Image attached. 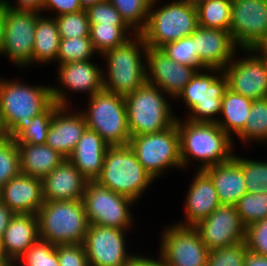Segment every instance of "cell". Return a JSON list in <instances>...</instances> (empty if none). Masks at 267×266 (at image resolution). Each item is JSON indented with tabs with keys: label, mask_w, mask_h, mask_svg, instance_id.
Returning a JSON list of instances; mask_svg holds the SVG:
<instances>
[{
	"label": "cell",
	"mask_w": 267,
	"mask_h": 266,
	"mask_svg": "<svg viewBox=\"0 0 267 266\" xmlns=\"http://www.w3.org/2000/svg\"><path fill=\"white\" fill-rule=\"evenodd\" d=\"M183 119V120H181ZM182 170L197 162V170L225 163L234 156L235 142L217 123L194 122L177 117ZM234 149V150H233Z\"/></svg>",
	"instance_id": "cell-1"
},
{
	"label": "cell",
	"mask_w": 267,
	"mask_h": 266,
	"mask_svg": "<svg viewBox=\"0 0 267 266\" xmlns=\"http://www.w3.org/2000/svg\"><path fill=\"white\" fill-rule=\"evenodd\" d=\"M16 80L0 76V112L9 137L14 140L31 125L34 116L54 102L51 85Z\"/></svg>",
	"instance_id": "cell-2"
},
{
	"label": "cell",
	"mask_w": 267,
	"mask_h": 266,
	"mask_svg": "<svg viewBox=\"0 0 267 266\" xmlns=\"http://www.w3.org/2000/svg\"><path fill=\"white\" fill-rule=\"evenodd\" d=\"M147 48L143 36L135 34L123 45L101 55L107 65L102 68L103 89L126 97L144 85Z\"/></svg>",
	"instance_id": "cell-3"
},
{
	"label": "cell",
	"mask_w": 267,
	"mask_h": 266,
	"mask_svg": "<svg viewBox=\"0 0 267 266\" xmlns=\"http://www.w3.org/2000/svg\"><path fill=\"white\" fill-rule=\"evenodd\" d=\"M124 99L131 137L163 131L178 117L170 104L172 98L147 82Z\"/></svg>",
	"instance_id": "cell-4"
},
{
	"label": "cell",
	"mask_w": 267,
	"mask_h": 266,
	"mask_svg": "<svg viewBox=\"0 0 267 266\" xmlns=\"http://www.w3.org/2000/svg\"><path fill=\"white\" fill-rule=\"evenodd\" d=\"M159 3L160 0L151 1L146 27L140 33L148 47L160 49L167 43L191 36L199 26L195 6L179 0L165 2V5Z\"/></svg>",
	"instance_id": "cell-5"
},
{
	"label": "cell",
	"mask_w": 267,
	"mask_h": 266,
	"mask_svg": "<svg viewBox=\"0 0 267 266\" xmlns=\"http://www.w3.org/2000/svg\"><path fill=\"white\" fill-rule=\"evenodd\" d=\"M95 181L137 203L146 190L150 189L152 182H156L143 168L129 145L108 147L102 172Z\"/></svg>",
	"instance_id": "cell-6"
},
{
	"label": "cell",
	"mask_w": 267,
	"mask_h": 266,
	"mask_svg": "<svg viewBox=\"0 0 267 266\" xmlns=\"http://www.w3.org/2000/svg\"><path fill=\"white\" fill-rule=\"evenodd\" d=\"M39 239L50 244H83L89 226L82 200L44 201L38 213Z\"/></svg>",
	"instance_id": "cell-7"
},
{
	"label": "cell",
	"mask_w": 267,
	"mask_h": 266,
	"mask_svg": "<svg viewBox=\"0 0 267 266\" xmlns=\"http://www.w3.org/2000/svg\"><path fill=\"white\" fill-rule=\"evenodd\" d=\"M227 89L228 79L222 70L205 68L195 73L173 102H183L188 109L186 120L217 123Z\"/></svg>",
	"instance_id": "cell-8"
},
{
	"label": "cell",
	"mask_w": 267,
	"mask_h": 266,
	"mask_svg": "<svg viewBox=\"0 0 267 266\" xmlns=\"http://www.w3.org/2000/svg\"><path fill=\"white\" fill-rule=\"evenodd\" d=\"M86 109L81 113L87 128L97 132L109 146H126L130 142L125 99L102 89L88 97Z\"/></svg>",
	"instance_id": "cell-9"
},
{
	"label": "cell",
	"mask_w": 267,
	"mask_h": 266,
	"mask_svg": "<svg viewBox=\"0 0 267 266\" xmlns=\"http://www.w3.org/2000/svg\"><path fill=\"white\" fill-rule=\"evenodd\" d=\"M82 202L89 224L129 230L128 232L135 226L131 209L136 201L113 192L97 181L87 182Z\"/></svg>",
	"instance_id": "cell-10"
},
{
	"label": "cell",
	"mask_w": 267,
	"mask_h": 266,
	"mask_svg": "<svg viewBox=\"0 0 267 266\" xmlns=\"http://www.w3.org/2000/svg\"><path fill=\"white\" fill-rule=\"evenodd\" d=\"M129 146L143 168L156 181L167 169H182L179 132L176 122L169 128L150 134L132 136Z\"/></svg>",
	"instance_id": "cell-11"
},
{
	"label": "cell",
	"mask_w": 267,
	"mask_h": 266,
	"mask_svg": "<svg viewBox=\"0 0 267 266\" xmlns=\"http://www.w3.org/2000/svg\"><path fill=\"white\" fill-rule=\"evenodd\" d=\"M160 235L158 251L166 266H206L209 250L194 226L173 223Z\"/></svg>",
	"instance_id": "cell-12"
},
{
	"label": "cell",
	"mask_w": 267,
	"mask_h": 266,
	"mask_svg": "<svg viewBox=\"0 0 267 266\" xmlns=\"http://www.w3.org/2000/svg\"><path fill=\"white\" fill-rule=\"evenodd\" d=\"M245 53L234 58L222 70L228 79V89L252 100L267 98V60L252 49H238Z\"/></svg>",
	"instance_id": "cell-13"
},
{
	"label": "cell",
	"mask_w": 267,
	"mask_h": 266,
	"mask_svg": "<svg viewBox=\"0 0 267 266\" xmlns=\"http://www.w3.org/2000/svg\"><path fill=\"white\" fill-rule=\"evenodd\" d=\"M39 13L16 11L6 7L2 56L20 68L32 66V50Z\"/></svg>",
	"instance_id": "cell-14"
},
{
	"label": "cell",
	"mask_w": 267,
	"mask_h": 266,
	"mask_svg": "<svg viewBox=\"0 0 267 266\" xmlns=\"http://www.w3.org/2000/svg\"><path fill=\"white\" fill-rule=\"evenodd\" d=\"M57 67L56 79L59 86L52 85L51 92L53 101L59 106L72 105L69 93L85 92L84 94L91 97L103 89V67L92 60L68 62Z\"/></svg>",
	"instance_id": "cell-15"
},
{
	"label": "cell",
	"mask_w": 267,
	"mask_h": 266,
	"mask_svg": "<svg viewBox=\"0 0 267 266\" xmlns=\"http://www.w3.org/2000/svg\"><path fill=\"white\" fill-rule=\"evenodd\" d=\"M126 232L89 224L83 243L89 266H126L135 253L127 248Z\"/></svg>",
	"instance_id": "cell-16"
},
{
	"label": "cell",
	"mask_w": 267,
	"mask_h": 266,
	"mask_svg": "<svg viewBox=\"0 0 267 266\" xmlns=\"http://www.w3.org/2000/svg\"><path fill=\"white\" fill-rule=\"evenodd\" d=\"M229 32L239 49H251L267 32L265 0H232Z\"/></svg>",
	"instance_id": "cell-17"
},
{
	"label": "cell",
	"mask_w": 267,
	"mask_h": 266,
	"mask_svg": "<svg viewBox=\"0 0 267 266\" xmlns=\"http://www.w3.org/2000/svg\"><path fill=\"white\" fill-rule=\"evenodd\" d=\"M194 227L209 251L224 248L245 239L246 227L234 205H220Z\"/></svg>",
	"instance_id": "cell-18"
},
{
	"label": "cell",
	"mask_w": 267,
	"mask_h": 266,
	"mask_svg": "<svg viewBox=\"0 0 267 266\" xmlns=\"http://www.w3.org/2000/svg\"><path fill=\"white\" fill-rule=\"evenodd\" d=\"M198 70L170 59L161 49L146 50V80L174 101Z\"/></svg>",
	"instance_id": "cell-19"
},
{
	"label": "cell",
	"mask_w": 267,
	"mask_h": 266,
	"mask_svg": "<svg viewBox=\"0 0 267 266\" xmlns=\"http://www.w3.org/2000/svg\"><path fill=\"white\" fill-rule=\"evenodd\" d=\"M200 65L223 70L239 51L229 31L198 26L190 36Z\"/></svg>",
	"instance_id": "cell-20"
},
{
	"label": "cell",
	"mask_w": 267,
	"mask_h": 266,
	"mask_svg": "<svg viewBox=\"0 0 267 266\" xmlns=\"http://www.w3.org/2000/svg\"><path fill=\"white\" fill-rule=\"evenodd\" d=\"M70 107L58 106L55 109L45 143L66 159L71 155L87 128L81 111H70Z\"/></svg>",
	"instance_id": "cell-21"
},
{
	"label": "cell",
	"mask_w": 267,
	"mask_h": 266,
	"mask_svg": "<svg viewBox=\"0 0 267 266\" xmlns=\"http://www.w3.org/2000/svg\"><path fill=\"white\" fill-rule=\"evenodd\" d=\"M192 179L182 206L185 220H178L179 225L195 226L221 205L213 182L204 170H195Z\"/></svg>",
	"instance_id": "cell-22"
},
{
	"label": "cell",
	"mask_w": 267,
	"mask_h": 266,
	"mask_svg": "<svg viewBox=\"0 0 267 266\" xmlns=\"http://www.w3.org/2000/svg\"><path fill=\"white\" fill-rule=\"evenodd\" d=\"M0 201L15 214L37 215L44 202L42 179L20 173L0 189Z\"/></svg>",
	"instance_id": "cell-23"
},
{
	"label": "cell",
	"mask_w": 267,
	"mask_h": 266,
	"mask_svg": "<svg viewBox=\"0 0 267 266\" xmlns=\"http://www.w3.org/2000/svg\"><path fill=\"white\" fill-rule=\"evenodd\" d=\"M44 201L82 200L88 180L65 159L43 179Z\"/></svg>",
	"instance_id": "cell-24"
},
{
	"label": "cell",
	"mask_w": 267,
	"mask_h": 266,
	"mask_svg": "<svg viewBox=\"0 0 267 266\" xmlns=\"http://www.w3.org/2000/svg\"><path fill=\"white\" fill-rule=\"evenodd\" d=\"M38 239L37 215L15 214L1 237L3 253L13 265Z\"/></svg>",
	"instance_id": "cell-25"
},
{
	"label": "cell",
	"mask_w": 267,
	"mask_h": 266,
	"mask_svg": "<svg viewBox=\"0 0 267 266\" xmlns=\"http://www.w3.org/2000/svg\"><path fill=\"white\" fill-rule=\"evenodd\" d=\"M108 147L97 132L86 128L67 159L88 181H95L102 172Z\"/></svg>",
	"instance_id": "cell-26"
},
{
	"label": "cell",
	"mask_w": 267,
	"mask_h": 266,
	"mask_svg": "<svg viewBox=\"0 0 267 266\" xmlns=\"http://www.w3.org/2000/svg\"><path fill=\"white\" fill-rule=\"evenodd\" d=\"M204 171L210 176L221 205L235 206L248 192L242 168L233 158L225 163L209 166Z\"/></svg>",
	"instance_id": "cell-27"
},
{
	"label": "cell",
	"mask_w": 267,
	"mask_h": 266,
	"mask_svg": "<svg viewBox=\"0 0 267 266\" xmlns=\"http://www.w3.org/2000/svg\"><path fill=\"white\" fill-rule=\"evenodd\" d=\"M20 173L43 179L66 158L46 144L17 143Z\"/></svg>",
	"instance_id": "cell-28"
},
{
	"label": "cell",
	"mask_w": 267,
	"mask_h": 266,
	"mask_svg": "<svg viewBox=\"0 0 267 266\" xmlns=\"http://www.w3.org/2000/svg\"><path fill=\"white\" fill-rule=\"evenodd\" d=\"M40 14L36 20L32 65H46L57 62L60 35L55 17Z\"/></svg>",
	"instance_id": "cell-29"
},
{
	"label": "cell",
	"mask_w": 267,
	"mask_h": 266,
	"mask_svg": "<svg viewBox=\"0 0 267 266\" xmlns=\"http://www.w3.org/2000/svg\"><path fill=\"white\" fill-rule=\"evenodd\" d=\"M252 103V99L230 89L225 91L217 124L232 139L235 138L234 135L237 136L244 129Z\"/></svg>",
	"instance_id": "cell-30"
},
{
	"label": "cell",
	"mask_w": 267,
	"mask_h": 266,
	"mask_svg": "<svg viewBox=\"0 0 267 266\" xmlns=\"http://www.w3.org/2000/svg\"><path fill=\"white\" fill-rule=\"evenodd\" d=\"M135 34L128 25L90 24L89 36L98 57L115 47L123 45Z\"/></svg>",
	"instance_id": "cell-31"
},
{
	"label": "cell",
	"mask_w": 267,
	"mask_h": 266,
	"mask_svg": "<svg viewBox=\"0 0 267 266\" xmlns=\"http://www.w3.org/2000/svg\"><path fill=\"white\" fill-rule=\"evenodd\" d=\"M237 138L246 145L256 142L267 145V98L253 100L246 125Z\"/></svg>",
	"instance_id": "cell-32"
},
{
	"label": "cell",
	"mask_w": 267,
	"mask_h": 266,
	"mask_svg": "<svg viewBox=\"0 0 267 266\" xmlns=\"http://www.w3.org/2000/svg\"><path fill=\"white\" fill-rule=\"evenodd\" d=\"M232 0H206L197 8L198 25L229 31Z\"/></svg>",
	"instance_id": "cell-33"
},
{
	"label": "cell",
	"mask_w": 267,
	"mask_h": 266,
	"mask_svg": "<svg viewBox=\"0 0 267 266\" xmlns=\"http://www.w3.org/2000/svg\"><path fill=\"white\" fill-rule=\"evenodd\" d=\"M121 14L122 19L136 33L146 27L152 0H108Z\"/></svg>",
	"instance_id": "cell-34"
},
{
	"label": "cell",
	"mask_w": 267,
	"mask_h": 266,
	"mask_svg": "<svg viewBox=\"0 0 267 266\" xmlns=\"http://www.w3.org/2000/svg\"><path fill=\"white\" fill-rule=\"evenodd\" d=\"M96 54L90 36L60 39L56 65L92 60Z\"/></svg>",
	"instance_id": "cell-35"
},
{
	"label": "cell",
	"mask_w": 267,
	"mask_h": 266,
	"mask_svg": "<svg viewBox=\"0 0 267 266\" xmlns=\"http://www.w3.org/2000/svg\"><path fill=\"white\" fill-rule=\"evenodd\" d=\"M233 159L242 168L248 193H267V161L243 158L236 153Z\"/></svg>",
	"instance_id": "cell-36"
},
{
	"label": "cell",
	"mask_w": 267,
	"mask_h": 266,
	"mask_svg": "<svg viewBox=\"0 0 267 266\" xmlns=\"http://www.w3.org/2000/svg\"><path fill=\"white\" fill-rule=\"evenodd\" d=\"M237 213L245 225L267 218V193H245L235 205Z\"/></svg>",
	"instance_id": "cell-37"
},
{
	"label": "cell",
	"mask_w": 267,
	"mask_h": 266,
	"mask_svg": "<svg viewBox=\"0 0 267 266\" xmlns=\"http://www.w3.org/2000/svg\"><path fill=\"white\" fill-rule=\"evenodd\" d=\"M13 266H60L57 245L38 239Z\"/></svg>",
	"instance_id": "cell-38"
},
{
	"label": "cell",
	"mask_w": 267,
	"mask_h": 266,
	"mask_svg": "<svg viewBox=\"0 0 267 266\" xmlns=\"http://www.w3.org/2000/svg\"><path fill=\"white\" fill-rule=\"evenodd\" d=\"M58 106L53 102L45 111L34 116L31 125L15 140L16 143L45 144L54 111Z\"/></svg>",
	"instance_id": "cell-39"
},
{
	"label": "cell",
	"mask_w": 267,
	"mask_h": 266,
	"mask_svg": "<svg viewBox=\"0 0 267 266\" xmlns=\"http://www.w3.org/2000/svg\"><path fill=\"white\" fill-rule=\"evenodd\" d=\"M60 39L90 35V22L86 9L55 17Z\"/></svg>",
	"instance_id": "cell-40"
},
{
	"label": "cell",
	"mask_w": 267,
	"mask_h": 266,
	"mask_svg": "<svg viewBox=\"0 0 267 266\" xmlns=\"http://www.w3.org/2000/svg\"><path fill=\"white\" fill-rule=\"evenodd\" d=\"M20 174L19 149L13 138L0 142V189Z\"/></svg>",
	"instance_id": "cell-41"
},
{
	"label": "cell",
	"mask_w": 267,
	"mask_h": 266,
	"mask_svg": "<svg viewBox=\"0 0 267 266\" xmlns=\"http://www.w3.org/2000/svg\"><path fill=\"white\" fill-rule=\"evenodd\" d=\"M160 49L175 62L195 67L198 71L204 69L199 63L194 47V40L190 36L181 38L175 42L167 43Z\"/></svg>",
	"instance_id": "cell-42"
},
{
	"label": "cell",
	"mask_w": 267,
	"mask_h": 266,
	"mask_svg": "<svg viewBox=\"0 0 267 266\" xmlns=\"http://www.w3.org/2000/svg\"><path fill=\"white\" fill-rule=\"evenodd\" d=\"M247 251L245 241L209 251L206 266H244Z\"/></svg>",
	"instance_id": "cell-43"
},
{
	"label": "cell",
	"mask_w": 267,
	"mask_h": 266,
	"mask_svg": "<svg viewBox=\"0 0 267 266\" xmlns=\"http://www.w3.org/2000/svg\"><path fill=\"white\" fill-rule=\"evenodd\" d=\"M86 12L90 24L127 25L119 11L108 0L89 6Z\"/></svg>",
	"instance_id": "cell-44"
},
{
	"label": "cell",
	"mask_w": 267,
	"mask_h": 266,
	"mask_svg": "<svg viewBox=\"0 0 267 266\" xmlns=\"http://www.w3.org/2000/svg\"><path fill=\"white\" fill-rule=\"evenodd\" d=\"M244 241L249 252L267 257V218L247 226Z\"/></svg>",
	"instance_id": "cell-45"
},
{
	"label": "cell",
	"mask_w": 267,
	"mask_h": 266,
	"mask_svg": "<svg viewBox=\"0 0 267 266\" xmlns=\"http://www.w3.org/2000/svg\"><path fill=\"white\" fill-rule=\"evenodd\" d=\"M57 258L60 266H89L84 244H58Z\"/></svg>",
	"instance_id": "cell-46"
},
{
	"label": "cell",
	"mask_w": 267,
	"mask_h": 266,
	"mask_svg": "<svg viewBox=\"0 0 267 266\" xmlns=\"http://www.w3.org/2000/svg\"><path fill=\"white\" fill-rule=\"evenodd\" d=\"M82 9L80 0H43L42 14L47 13V16H49L48 12H54L55 15L52 13L53 17H57L63 14L75 13Z\"/></svg>",
	"instance_id": "cell-47"
},
{
	"label": "cell",
	"mask_w": 267,
	"mask_h": 266,
	"mask_svg": "<svg viewBox=\"0 0 267 266\" xmlns=\"http://www.w3.org/2000/svg\"><path fill=\"white\" fill-rule=\"evenodd\" d=\"M7 8L16 11H34L42 14L43 0H1ZM14 3V4H13Z\"/></svg>",
	"instance_id": "cell-48"
},
{
	"label": "cell",
	"mask_w": 267,
	"mask_h": 266,
	"mask_svg": "<svg viewBox=\"0 0 267 266\" xmlns=\"http://www.w3.org/2000/svg\"><path fill=\"white\" fill-rule=\"evenodd\" d=\"M126 266H166L161 256L158 255L157 259L153 257H147L145 255L134 254L128 261Z\"/></svg>",
	"instance_id": "cell-49"
},
{
	"label": "cell",
	"mask_w": 267,
	"mask_h": 266,
	"mask_svg": "<svg viewBox=\"0 0 267 266\" xmlns=\"http://www.w3.org/2000/svg\"><path fill=\"white\" fill-rule=\"evenodd\" d=\"M15 213L0 201V239Z\"/></svg>",
	"instance_id": "cell-50"
},
{
	"label": "cell",
	"mask_w": 267,
	"mask_h": 266,
	"mask_svg": "<svg viewBox=\"0 0 267 266\" xmlns=\"http://www.w3.org/2000/svg\"><path fill=\"white\" fill-rule=\"evenodd\" d=\"M244 266H267V257L247 251Z\"/></svg>",
	"instance_id": "cell-51"
},
{
	"label": "cell",
	"mask_w": 267,
	"mask_h": 266,
	"mask_svg": "<svg viewBox=\"0 0 267 266\" xmlns=\"http://www.w3.org/2000/svg\"><path fill=\"white\" fill-rule=\"evenodd\" d=\"M251 49L259 57L267 60V32Z\"/></svg>",
	"instance_id": "cell-52"
},
{
	"label": "cell",
	"mask_w": 267,
	"mask_h": 266,
	"mask_svg": "<svg viewBox=\"0 0 267 266\" xmlns=\"http://www.w3.org/2000/svg\"><path fill=\"white\" fill-rule=\"evenodd\" d=\"M6 6L0 0V55H2L4 31H5Z\"/></svg>",
	"instance_id": "cell-53"
},
{
	"label": "cell",
	"mask_w": 267,
	"mask_h": 266,
	"mask_svg": "<svg viewBox=\"0 0 267 266\" xmlns=\"http://www.w3.org/2000/svg\"><path fill=\"white\" fill-rule=\"evenodd\" d=\"M9 137V132L4 124L2 114L0 112V142L7 140Z\"/></svg>",
	"instance_id": "cell-54"
},
{
	"label": "cell",
	"mask_w": 267,
	"mask_h": 266,
	"mask_svg": "<svg viewBox=\"0 0 267 266\" xmlns=\"http://www.w3.org/2000/svg\"><path fill=\"white\" fill-rule=\"evenodd\" d=\"M101 1L103 0H80V3L83 9H87L89 6H93Z\"/></svg>",
	"instance_id": "cell-55"
},
{
	"label": "cell",
	"mask_w": 267,
	"mask_h": 266,
	"mask_svg": "<svg viewBox=\"0 0 267 266\" xmlns=\"http://www.w3.org/2000/svg\"><path fill=\"white\" fill-rule=\"evenodd\" d=\"M179 1H182V2L187 3L188 5L197 7L199 4H201L202 2L206 0H179Z\"/></svg>",
	"instance_id": "cell-56"
},
{
	"label": "cell",
	"mask_w": 267,
	"mask_h": 266,
	"mask_svg": "<svg viewBox=\"0 0 267 266\" xmlns=\"http://www.w3.org/2000/svg\"><path fill=\"white\" fill-rule=\"evenodd\" d=\"M0 261H8L2 250L1 239H0Z\"/></svg>",
	"instance_id": "cell-57"
},
{
	"label": "cell",
	"mask_w": 267,
	"mask_h": 266,
	"mask_svg": "<svg viewBox=\"0 0 267 266\" xmlns=\"http://www.w3.org/2000/svg\"><path fill=\"white\" fill-rule=\"evenodd\" d=\"M0 266H13L9 261H0Z\"/></svg>",
	"instance_id": "cell-58"
}]
</instances>
